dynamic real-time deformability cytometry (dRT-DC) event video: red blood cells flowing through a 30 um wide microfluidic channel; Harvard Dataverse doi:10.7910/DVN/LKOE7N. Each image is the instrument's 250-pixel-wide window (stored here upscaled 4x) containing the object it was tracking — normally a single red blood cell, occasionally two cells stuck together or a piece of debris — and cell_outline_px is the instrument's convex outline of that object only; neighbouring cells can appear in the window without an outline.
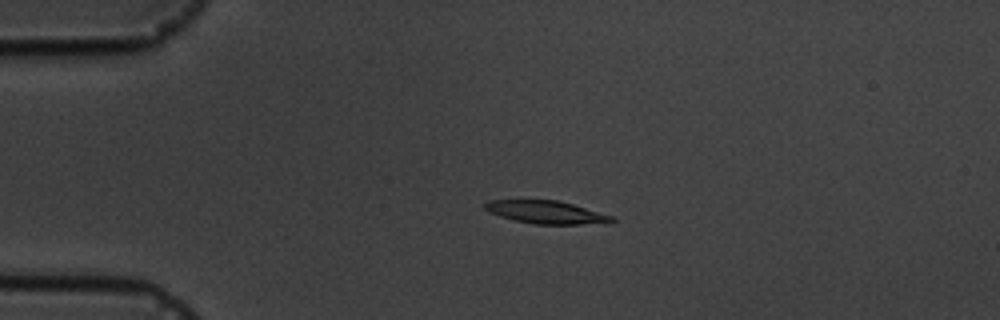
{"species": "common noctule bat (a hibernating species)", "species_latin": "Nyctalus noctula", "temperature_condition": "cold", "stored_images_in_passage": 5, "camera_frame_rate_fps": 3000, "um_per_image_px": 0.085, "animal": {"sex": "male", "body_mass_g": 19.5, "forearm_length_mm": 54.6}, "frame": {"image": 1, "passage_image": 4, "time_ms": 4.0, "image_size_px": [1000, 320], "cell_outline_px": [[616, 220], [612, 224], [532, 224], [512, 220], [488, 212], [484, 208], [484, 204], [488, 200], [556, 200], [572, 204], [612, 216]], "centroid_in_image_um": [46.44, 18.05], "position_along_channel_um": 38.6, "area_um2": 17.05}}